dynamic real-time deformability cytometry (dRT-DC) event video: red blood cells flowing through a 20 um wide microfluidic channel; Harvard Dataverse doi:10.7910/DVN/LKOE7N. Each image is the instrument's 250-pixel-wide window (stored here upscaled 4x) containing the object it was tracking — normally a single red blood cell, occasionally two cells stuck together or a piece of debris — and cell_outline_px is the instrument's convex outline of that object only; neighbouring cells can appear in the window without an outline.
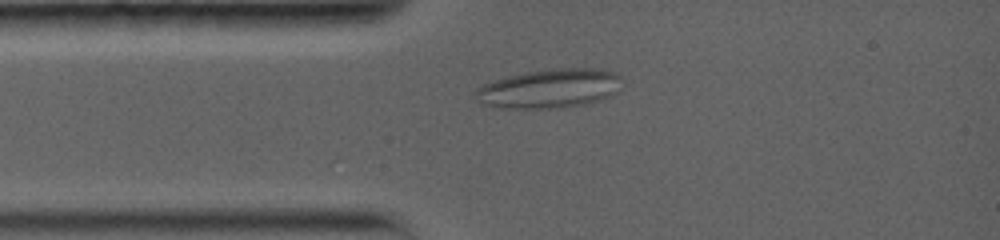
{"species": "common noctule bat (a hibernating species)", "species_latin": "Nyctalus noctula", "temperature_condition": "warm", "stored_images_in_passage": 39, "camera_frame_rate_fps": 5000, "um_per_image_px": 0.085, "animal": {"sex": "female", "body_mass_g": 19.0, "forearm_length_mm": 56.7}, "frame": {"image": 1, "passage_image": 7, "time_ms": 2.6, "image_size_px": [1000, 240], "cell_outline_px": [[620, 76], [616, 92], [612, 96], [584, 104], [564, 108], [500, 108], [480, 104], [476, 100], [476, 88], [484, 84], [508, 76], [528, 72], [564, 68], [604, 68], [616, 72]], "centroid_in_image_um": [46.71, 7.53], "position_along_channel_um": 38.3, "area_um2": 33.29}}
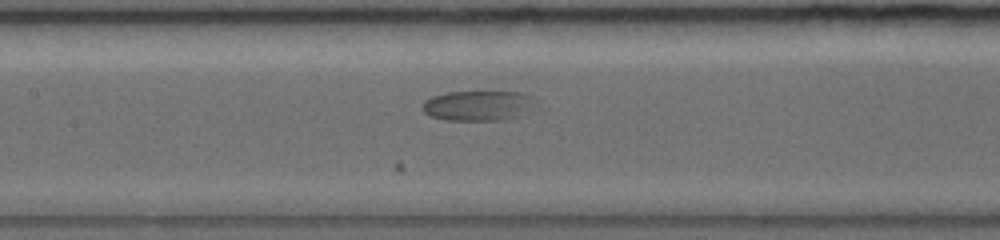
{"frame": {"image": 2, "passage_image": 16, "time_ms": 6.4, "image_size_px": [1000, 240], "cell_outline_px": [[536, 100], [516, 116], [508, 120], [444, 120], [428, 116], [424, 112], [424, 100], [432, 96], [448, 92], [524, 92], [532, 96]], "centroid_in_image_um": [40.56, 8.97], "position_along_channel_um": 166.8, "area_um2": 19.54}}
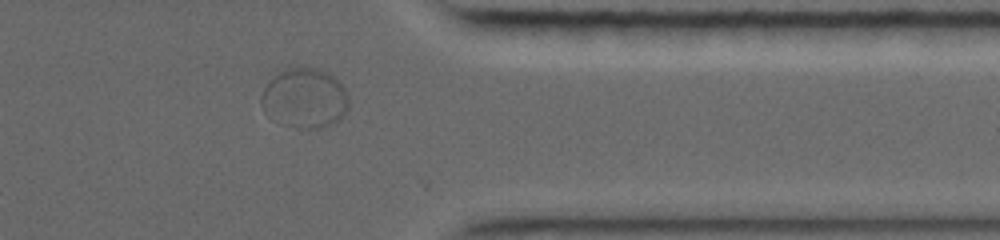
{"frame": {"image": 3, "passage_image": 31, "time_ms": 12.8, "image_size_px": [1000, 240], "cell_outline_px": [[348, 108], [340, 120], [332, 124], [316, 128], [300, 128], [280, 124], [272, 120], [264, 112], [260, 100], [260, 96], [264, 88], [280, 72], [288, 68], [316, 68], [332, 76], [344, 88], [348, 96]], "centroid_in_image_um": [25.88, 8.39], "position_along_channel_um": 385.5, "area_um2": 30.23}}